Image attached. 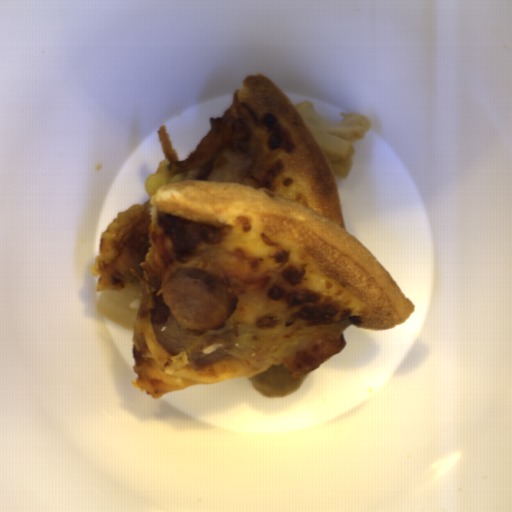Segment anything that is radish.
I'll return each instance as SVG.
<instances>
[{
  "mask_svg": "<svg viewBox=\"0 0 512 512\" xmlns=\"http://www.w3.org/2000/svg\"><path fill=\"white\" fill-rule=\"evenodd\" d=\"M141 297V285L138 283H126L119 290H100L96 312L134 330Z\"/></svg>",
  "mask_w": 512,
  "mask_h": 512,
  "instance_id": "1",
  "label": "radish"
}]
</instances>
